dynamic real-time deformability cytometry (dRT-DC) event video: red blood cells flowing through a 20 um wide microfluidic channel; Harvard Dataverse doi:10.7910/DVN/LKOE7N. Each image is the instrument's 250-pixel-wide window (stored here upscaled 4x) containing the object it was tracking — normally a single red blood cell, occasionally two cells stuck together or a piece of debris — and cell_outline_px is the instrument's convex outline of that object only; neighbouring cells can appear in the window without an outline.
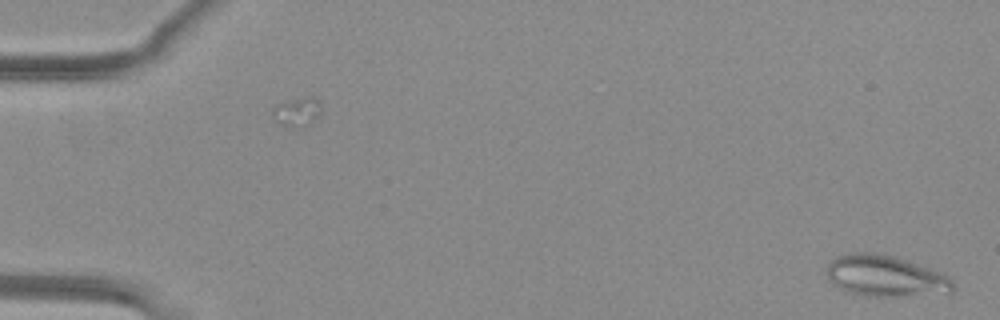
{"species": "common noctule bat (a hibernating species)", "species_latin": "Nyctalus noctula", "temperature_condition": "warm", "stored_images_in_passage": 51, "camera_frame_rate_fps": 3000, "um_per_image_px": 0.085, "animal": {"sex": "female", "body_mass_g": 29.2, "forearm_length_mm": 56.3}, "frame": {"image": 1, "passage_image": 1, "time_ms": 0.0, "image_size_px": [1000, 320], "cell_outline_px": [[956, 288], [952, 292], [892, 296], [864, 296], [848, 292], [832, 284], [828, 280], [828, 264], [836, 256], [856, 252], [876, 252], [892, 256], [940, 272], [948, 276], [952, 280]], "centroid_in_image_um": [75.23, 23.46], "position_along_channel_um": 9.8, "area_um2": 30.0}}
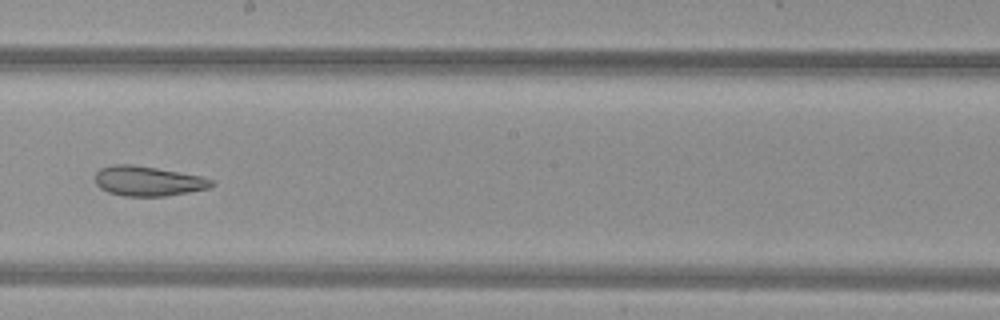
{"frame": {"image": 2, "passage_image": 30, "time_ms": 9.667, "image_size_px": [1000, 320], "cell_outline_px": [[216, 184], [208, 188], [188, 192], [164, 196], [124, 196], [108, 192], [100, 188], [96, 184], [96, 172], [100, 168], [112, 164], [132, 164], [156, 168], [200, 176], [216, 180]], "centroid_in_image_um": [12.58, 15.39], "position_along_channel_um": 235.6, "area_um2": 20.23}}
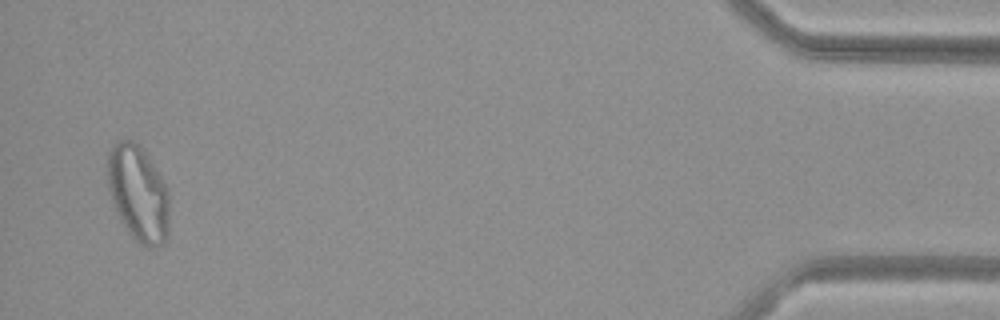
{"frame": {"image": 3, "passage_image": 50, "time_ms": 16.333, "image_size_px": [1000, 320], "cell_outline_px": [[168, 236], [164, 244], [160, 248], [148, 248], [140, 244], [128, 232], [120, 220], [112, 200], [108, 188], [108, 152], [112, 144], [120, 140], [132, 140], [140, 144], [156, 168], [168, 188]], "centroid_in_image_um": [11.76, 16.45], "position_along_channel_um": 423.4, "area_um2": 34.91}, "authors_computed_cell_mechanics": {"area_um2": 27.2816, "velocity_mm_per_s": 4.0332, "shape_relaxation_time_tau1_ms": null, "shape_relaxation_time_tau2_ms": 2.4421, "deformation_change_tau1": null, "deformation_change_tau2": 0.0978}}